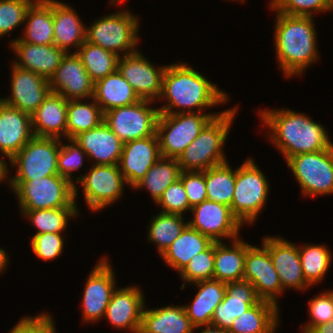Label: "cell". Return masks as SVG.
<instances>
[{"label": "cell", "mask_w": 333, "mask_h": 333, "mask_svg": "<svg viewBox=\"0 0 333 333\" xmlns=\"http://www.w3.org/2000/svg\"><path fill=\"white\" fill-rule=\"evenodd\" d=\"M54 45L70 53V47L77 51L86 41V25L70 5L52 0Z\"/></svg>", "instance_id": "obj_27"}, {"label": "cell", "mask_w": 333, "mask_h": 333, "mask_svg": "<svg viewBox=\"0 0 333 333\" xmlns=\"http://www.w3.org/2000/svg\"><path fill=\"white\" fill-rule=\"evenodd\" d=\"M61 139L34 136L16 153L9 163L16 167L8 180H33L58 175L57 157Z\"/></svg>", "instance_id": "obj_10"}, {"label": "cell", "mask_w": 333, "mask_h": 333, "mask_svg": "<svg viewBox=\"0 0 333 333\" xmlns=\"http://www.w3.org/2000/svg\"><path fill=\"white\" fill-rule=\"evenodd\" d=\"M255 163L249 157L236 168L231 211L242 225H251L256 221L269 194V182Z\"/></svg>", "instance_id": "obj_7"}, {"label": "cell", "mask_w": 333, "mask_h": 333, "mask_svg": "<svg viewBox=\"0 0 333 333\" xmlns=\"http://www.w3.org/2000/svg\"><path fill=\"white\" fill-rule=\"evenodd\" d=\"M261 246L259 248L246 242L243 279L254 286L260 300L273 303L279 307L278 297L282 295V285L269 250L263 244Z\"/></svg>", "instance_id": "obj_14"}, {"label": "cell", "mask_w": 333, "mask_h": 333, "mask_svg": "<svg viewBox=\"0 0 333 333\" xmlns=\"http://www.w3.org/2000/svg\"><path fill=\"white\" fill-rule=\"evenodd\" d=\"M68 100L50 92L31 115L34 136L66 139Z\"/></svg>", "instance_id": "obj_26"}, {"label": "cell", "mask_w": 333, "mask_h": 333, "mask_svg": "<svg viewBox=\"0 0 333 333\" xmlns=\"http://www.w3.org/2000/svg\"><path fill=\"white\" fill-rule=\"evenodd\" d=\"M8 333H37V315L22 317Z\"/></svg>", "instance_id": "obj_50"}, {"label": "cell", "mask_w": 333, "mask_h": 333, "mask_svg": "<svg viewBox=\"0 0 333 333\" xmlns=\"http://www.w3.org/2000/svg\"><path fill=\"white\" fill-rule=\"evenodd\" d=\"M55 321L51 314L42 312L37 315V333H56Z\"/></svg>", "instance_id": "obj_51"}, {"label": "cell", "mask_w": 333, "mask_h": 333, "mask_svg": "<svg viewBox=\"0 0 333 333\" xmlns=\"http://www.w3.org/2000/svg\"><path fill=\"white\" fill-rule=\"evenodd\" d=\"M179 274L184 282L181 289H184L187 283L192 285V283L197 281L213 279L214 242L205 251L197 253L193 256L186 267Z\"/></svg>", "instance_id": "obj_42"}, {"label": "cell", "mask_w": 333, "mask_h": 333, "mask_svg": "<svg viewBox=\"0 0 333 333\" xmlns=\"http://www.w3.org/2000/svg\"><path fill=\"white\" fill-rule=\"evenodd\" d=\"M279 307L260 300L241 316L237 317L228 330L230 333H275L279 327Z\"/></svg>", "instance_id": "obj_34"}, {"label": "cell", "mask_w": 333, "mask_h": 333, "mask_svg": "<svg viewBox=\"0 0 333 333\" xmlns=\"http://www.w3.org/2000/svg\"><path fill=\"white\" fill-rule=\"evenodd\" d=\"M180 173L181 169L177 158L161 156L133 189L145 188L156 203L165 189L179 179Z\"/></svg>", "instance_id": "obj_35"}, {"label": "cell", "mask_w": 333, "mask_h": 333, "mask_svg": "<svg viewBox=\"0 0 333 333\" xmlns=\"http://www.w3.org/2000/svg\"><path fill=\"white\" fill-rule=\"evenodd\" d=\"M74 140L87 154L92 165H118L123 142L103 121L97 127L79 133Z\"/></svg>", "instance_id": "obj_22"}, {"label": "cell", "mask_w": 333, "mask_h": 333, "mask_svg": "<svg viewBox=\"0 0 333 333\" xmlns=\"http://www.w3.org/2000/svg\"><path fill=\"white\" fill-rule=\"evenodd\" d=\"M74 53L80 58L94 83L115 72L118 68L120 56L87 41L77 51H74Z\"/></svg>", "instance_id": "obj_37"}, {"label": "cell", "mask_w": 333, "mask_h": 333, "mask_svg": "<svg viewBox=\"0 0 333 333\" xmlns=\"http://www.w3.org/2000/svg\"><path fill=\"white\" fill-rule=\"evenodd\" d=\"M155 204L161 206L160 212L163 213L184 215L187 213L186 211L189 212L191 209L184 185L180 179L168 186Z\"/></svg>", "instance_id": "obj_47"}, {"label": "cell", "mask_w": 333, "mask_h": 333, "mask_svg": "<svg viewBox=\"0 0 333 333\" xmlns=\"http://www.w3.org/2000/svg\"><path fill=\"white\" fill-rule=\"evenodd\" d=\"M212 243L209 237L187 225L161 257L169 267L180 273L193 256L205 251Z\"/></svg>", "instance_id": "obj_33"}, {"label": "cell", "mask_w": 333, "mask_h": 333, "mask_svg": "<svg viewBox=\"0 0 333 333\" xmlns=\"http://www.w3.org/2000/svg\"><path fill=\"white\" fill-rule=\"evenodd\" d=\"M33 137L31 116L0 100V154L2 153V157H6L9 161Z\"/></svg>", "instance_id": "obj_23"}, {"label": "cell", "mask_w": 333, "mask_h": 333, "mask_svg": "<svg viewBox=\"0 0 333 333\" xmlns=\"http://www.w3.org/2000/svg\"><path fill=\"white\" fill-rule=\"evenodd\" d=\"M330 0H271L270 10L292 16H311L328 12Z\"/></svg>", "instance_id": "obj_45"}, {"label": "cell", "mask_w": 333, "mask_h": 333, "mask_svg": "<svg viewBox=\"0 0 333 333\" xmlns=\"http://www.w3.org/2000/svg\"><path fill=\"white\" fill-rule=\"evenodd\" d=\"M305 197L333 194V146L316 152L300 153L287 161Z\"/></svg>", "instance_id": "obj_9"}, {"label": "cell", "mask_w": 333, "mask_h": 333, "mask_svg": "<svg viewBox=\"0 0 333 333\" xmlns=\"http://www.w3.org/2000/svg\"><path fill=\"white\" fill-rule=\"evenodd\" d=\"M22 42L35 45L54 44L52 0H35L28 8Z\"/></svg>", "instance_id": "obj_31"}, {"label": "cell", "mask_w": 333, "mask_h": 333, "mask_svg": "<svg viewBox=\"0 0 333 333\" xmlns=\"http://www.w3.org/2000/svg\"><path fill=\"white\" fill-rule=\"evenodd\" d=\"M75 182L82 185L84 201L92 212L100 211L120 199L127 184L118 165L91 164L89 171L77 175Z\"/></svg>", "instance_id": "obj_12"}, {"label": "cell", "mask_w": 333, "mask_h": 333, "mask_svg": "<svg viewBox=\"0 0 333 333\" xmlns=\"http://www.w3.org/2000/svg\"><path fill=\"white\" fill-rule=\"evenodd\" d=\"M11 67V95L0 100L31 116L51 92L49 80L13 63Z\"/></svg>", "instance_id": "obj_17"}, {"label": "cell", "mask_w": 333, "mask_h": 333, "mask_svg": "<svg viewBox=\"0 0 333 333\" xmlns=\"http://www.w3.org/2000/svg\"><path fill=\"white\" fill-rule=\"evenodd\" d=\"M149 100L111 109L104 112L103 121L123 142L147 138L156 134L159 109Z\"/></svg>", "instance_id": "obj_11"}, {"label": "cell", "mask_w": 333, "mask_h": 333, "mask_svg": "<svg viewBox=\"0 0 333 333\" xmlns=\"http://www.w3.org/2000/svg\"><path fill=\"white\" fill-rule=\"evenodd\" d=\"M238 106L212 118L177 158L181 171H204L227 162L223 146Z\"/></svg>", "instance_id": "obj_4"}, {"label": "cell", "mask_w": 333, "mask_h": 333, "mask_svg": "<svg viewBox=\"0 0 333 333\" xmlns=\"http://www.w3.org/2000/svg\"><path fill=\"white\" fill-rule=\"evenodd\" d=\"M20 210L77 207L75 185L58 175L33 180H8Z\"/></svg>", "instance_id": "obj_5"}, {"label": "cell", "mask_w": 333, "mask_h": 333, "mask_svg": "<svg viewBox=\"0 0 333 333\" xmlns=\"http://www.w3.org/2000/svg\"><path fill=\"white\" fill-rule=\"evenodd\" d=\"M50 90L67 100L92 99L94 82L76 53H66L49 80Z\"/></svg>", "instance_id": "obj_18"}, {"label": "cell", "mask_w": 333, "mask_h": 333, "mask_svg": "<svg viewBox=\"0 0 333 333\" xmlns=\"http://www.w3.org/2000/svg\"><path fill=\"white\" fill-rule=\"evenodd\" d=\"M10 48L17 59L13 62L17 67L30 70L50 80L66 52L54 44L35 45L22 42L19 38L10 41Z\"/></svg>", "instance_id": "obj_24"}, {"label": "cell", "mask_w": 333, "mask_h": 333, "mask_svg": "<svg viewBox=\"0 0 333 333\" xmlns=\"http://www.w3.org/2000/svg\"><path fill=\"white\" fill-rule=\"evenodd\" d=\"M69 144H63L61 140L57 157L58 174L65 177L75 185V202L78 195V188L73 180L72 172L79 171L83 166L84 159L87 158L85 151L72 139ZM86 157V158H85ZM79 169V170H78Z\"/></svg>", "instance_id": "obj_43"}, {"label": "cell", "mask_w": 333, "mask_h": 333, "mask_svg": "<svg viewBox=\"0 0 333 333\" xmlns=\"http://www.w3.org/2000/svg\"><path fill=\"white\" fill-rule=\"evenodd\" d=\"M236 169L228 161L205 170L207 200L231 207Z\"/></svg>", "instance_id": "obj_38"}, {"label": "cell", "mask_w": 333, "mask_h": 333, "mask_svg": "<svg viewBox=\"0 0 333 333\" xmlns=\"http://www.w3.org/2000/svg\"><path fill=\"white\" fill-rule=\"evenodd\" d=\"M89 100H68L66 140L73 139L79 133L91 130L103 122L104 113L100 106L93 98L91 102Z\"/></svg>", "instance_id": "obj_36"}, {"label": "cell", "mask_w": 333, "mask_h": 333, "mask_svg": "<svg viewBox=\"0 0 333 333\" xmlns=\"http://www.w3.org/2000/svg\"><path fill=\"white\" fill-rule=\"evenodd\" d=\"M123 1L125 2V0H111V1H109V2H110V5H112V4H113V5H114V4L116 5V4H120V3H122ZM111 3H112V4H111Z\"/></svg>", "instance_id": "obj_56"}, {"label": "cell", "mask_w": 333, "mask_h": 333, "mask_svg": "<svg viewBox=\"0 0 333 333\" xmlns=\"http://www.w3.org/2000/svg\"><path fill=\"white\" fill-rule=\"evenodd\" d=\"M168 65L154 66L140 51L120 56L117 70L131 85L140 100L159 101ZM157 99V100H156Z\"/></svg>", "instance_id": "obj_13"}, {"label": "cell", "mask_w": 333, "mask_h": 333, "mask_svg": "<svg viewBox=\"0 0 333 333\" xmlns=\"http://www.w3.org/2000/svg\"><path fill=\"white\" fill-rule=\"evenodd\" d=\"M333 10V0H330L329 1V9H328V12L332 11Z\"/></svg>", "instance_id": "obj_57"}, {"label": "cell", "mask_w": 333, "mask_h": 333, "mask_svg": "<svg viewBox=\"0 0 333 333\" xmlns=\"http://www.w3.org/2000/svg\"><path fill=\"white\" fill-rule=\"evenodd\" d=\"M201 327H204L205 329H203V331H201L200 333H230L228 330H223L213 325H205Z\"/></svg>", "instance_id": "obj_55"}, {"label": "cell", "mask_w": 333, "mask_h": 333, "mask_svg": "<svg viewBox=\"0 0 333 333\" xmlns=\"http://www.w3.org/2000/svg\"><path fill=\"white\" fill-rule=\"evenodd\" d=\"M105 256L98 260L86 281L82 299V320L95 323L105 315L114 290L117 288L112 265Z\"/></svg>", "instance_id": "obj_16"}, {"label": "cell", "mask_w": 333, "mask_h": 333, "mask_svg": "<svg viewBox=\"0 0 333 333\" xmlns=\"http://www.w3.org/2000/svg\"><path fill=\"white\" fill-rule=\"evenodd\" d=\"M302 272L306 282L313 286L324 279L331 267L332 254L325 244L298 246Z\"/></svg>", "instance_id": "obj_39"}, {"label": "cell", "mask_w": 333, "mask_h": 333, "mask_svg": "<svg viewBox=\"0 0 333 333\" xmlns=\"http://www.w3.org/2000/svg\"><path fill=\"white\" fill-rule=\"evenodd\" d=\"M21 215L30 220L41 233H63L68 225V220L79 215L78 207H61L51 209L20 210Z\"/></svg>", "instance_id": "obj_41"}, {"label": "cell", "mask_w": 333, "mask_h": 333, "mask_svg": "<svg viewBox=\"0 0 333 333\" xmlns=\"http://www.w3.org/2000/svg\"><path fill=\"white\" fill-rule=\"evenodd\" d=\"M310 321L302 327V333H309L315 326L329 322L333 319V289L324 291L308 303Z\"/></svg>", "instance_id": "obj_46"}, {"label": "cell", "mask_w": 333, "mask_h": 333, "mask_svg": "<svg viewBox=\"0 0 333 333\" xmlns=\"http://www.w3.org/2000/svg\"><path fill=\"white\" fill-rule=\"evenodd\" d=\"M309 333H333V319L315 326Z\"/></svg>", "instance_id": "obj_52"}, {"label": "cell", "mask_w": 333, "mask_h": 333, "mask_svg": "<svg viewBox=\"0 0 333 333\" xmlns=\"http://www.w3.org/2000/svg\"><path fill=\"white\" fill-rule=\"evenodd\" d=\"M187 225L183 215L159 212L148 226V240L156 244L161 256Z\"/></svg>", "instance_id": "obj_40"}, {"label": "cell", "mask_w": 333, "mask_h": 333, "mask_svg": "<svg viewBox=\"0 0 333 333\" xmlns=\"http://www.w3.org/2000/svg\"><path fill=\"white\" fill-rule=\"evenodd\" d=\"M160 157L157 134L123 143L118 166L127 185L133 189Z\"/></svg>", "instance_id": "obj_21"}, {"label": "cell", "mask_w": 333, "mask_h": 333, "mask_svg": "<svg viewBox=\"0 0 333 333\" xmlns=\"http://www.w3.org/2000/svg\"><path fill=\"white\" fill-rule=\"evenodd\" d=\"M3 157L0 156V183H2V181H8L7 177H8V173H9V169H8V164L6 163V161H4V159H2Z\"/></svg>", "instance_id": "obj_53"}, {"label": "cell", "mask_w": 333, "mask_h": 333, "mask_svg": "<svg viewBox=\"0 0 333 333\" xmlns=\"http://www.w3.org/2000/svg\"><path fill=\"white\" fill-rule=\"evenodd\" d=\"M260 301L247 280L226 283L222 302L215 308L211 325L229 330L233 321Z\"/></svg>", "instance_id": "obj_25"}, {"label": "cell", "mask_w": 333, "mask_h": 333, "mask_svg": "<svg viewBox=\"0 0 333 333\" xmlns=\"http://www.w3.org/2000/svg\"><path fill=\"white\" fill-rule=\"evenodd\" d=\"M219 113H159L156 134L162 157L178 158L199 135L204 126Z\"/></svg>", "instance_id": "obj_8"}, {"label": "cell", "mask_w": 333, "mask_h": 333, "mask_svg": "<svg viewBox=\"0 0 333 333\" xmlns=\"http://www.w3.org/2000/svg\"><path fill=\"white\" fill-rule=\"evenodd\" d=\"M31 246L37 258L44 261L55 260L64 251V236L51 232L35 234L32 236Z\"/></svg>", "instance_id": "obj_48"}, {"label": "cell", "mask_w": 333, "mask_h": 333, "mask_svg": "<svg viewBox=\"0 0 333 333\" xmlns=\"http://www.w3.org/2000/svg\"><path fill=\"white\" fill-rule=\"evenodd\" d=\"M194 328L183 305L144 307L139 333H193Z\"/></svg>", "instance_id": "obj_29"}, {"label": "cell", "mask_w": 333, "mask_h": 333, "mask_svg": "<svg viewBox=\"0 0 333 333\" xmlns=\"http://www.w3.org/2000/svg\"><path fill=\"white\" fill-rule=\"evenodd\" d=\"M199 290L192 299V303L183 305L186 315L196 329L211 325L215 308L222 302L226 283L219 280H201L192 283Z\"/></svg>", "instance_id": "obj_28"}, {"label": "cell", "mask_w": 333, "mask_h": 333, "mask_svg": "<svg viewBox=\"0 0 333 333\" xmlns=\"http://www.w3.org/2000/svg\"><path fill=\"white\" fill-rule=\"evenodd\" d=\"M193 218L188 225L209 237L213 242L222 239H236L240 235L242 224L233 215L231 207L215 201L205 200L190 209Z\"/></svg>", "instance_id": "obj_15"}, {"label": "cell", "mask_w": 333, "mask_h": 333, "mask_svg": "<svg viewBox=\"0 0 333 333\" xmlns=\"http://www.w3.org/2000/svg\"><path fill=\"white\" fill-rule=\"evenodd\" d=\"M145 297L139 286L116 288L106 308L104 318L115 329L139 333Z\"/></svg>", "instance_id": "obj_20"}, {"label": "cell", "mask_w": 333, "mask_h": 333, "mask_svg": "<svg viewBox=\"0 0 333 333\" xmlns=\"http://www.w3.org/2000/svg\"><path fill=\"white\" fill-rule=\"evenodd\" d=\"M311 16L276 12L274 46L278 66L286 78L301 76L319 59L317 35Z\"/></svg>", "instance_id": "obj_3"}, {"label": "cell", "mask_w": 333, "mask_h": 333, "mask_svg": "<svg viewBox=\"0 0 333 333\" xmlns=\"http://www.w3.org/2000/svg\"><path fill=\"white\" fill-rule=\"evenodd\" d=\"M139 21L136 15L126 9L101 16L90 27L87 26L86 41L118 56L136 53L139 44ZM120 51H124L123 55Z\"/></svg>", "instance_id": "obj_6"}, {"label": "cell", "mask_w": 333, "mask_h": 333, "mask_svg": "<svg viewBox=\"0 0 333 333\" xmlns=\"http://www.w3.org/2000/svg\"><path fill=\"white\" fill-rule=\"evenodd\" d=\"M159 99L168 103L158 108L159 113L180 114L201 113L213 106L226 104L229 96L200 72L178 62L167 66Z\"/></svg>", "instance_id": "obj_1"}, {"label": "cell", "mask_w": 333, "mask_h": 333, "mask_svg": "<svg viewBox=\"0 0 333 333\" xmlns=\"http://www.w3.org/2000/svg\"><path fill=\"white\" fill-rule=\"evenodd\" d=\"M93 99L100 106L103 113L140 100L118 70L94 83Z\"/></svg>", "instance_id": "obj_32"}, {"label": "cell", "mask_w": 333, "mask_h": 333, "mask_svg": "<svg viewBox=\"0 0 333 333\" xmlns=\"http://www.w3.org/2000/svg\"><path fill=\"white\" fill-rule=\"evenodd\" d=\"M258 115L263 126L269 129V140L286 161L300 153L321 151L333 146L324 126L305 113L281 108L263 109Z\"/></svg>", "instance_id": "obj_2"}, {"label": "cell", "mask_w": 333, "mask_h": 333, "mask_svg": "<svg viewBox=\"0 0 333 333\" xmlns=\"http://www.w3.org/2000/svg\"><path fill=\"white\" fill-rule=\"evenodd\" d=\"M7 254V251L3 247H0V273H3L8 265L9 256Z\"/></svg>", "instance_id": "obj_54"}, {"label": "cell", "mask_w": 333, "mask_h": 333, "mask_svg": "<svg viewBox=\"0 0 333 333\" xmlns=\"http://www.w3.org/2000/svg\"><path fill=\"white\" fill-rule=\"evenodd\" d=\"M35 0H0V37L24 24L25 15Z\"/></svg>", "instance_id": "obj_44"}, {"label": "cell", "mask_w": 333, "mask_h": 333, "mask_svg": "<svg viewBox=\"0 0 333 333\" xmlns=\"http://www.w3.org/2000/svg\"><path fill=\"white\" fill-rule=\"evenodd\" d=\"M268 250L282 285V294L287 288L304 291L309 288L299 256L298 245L282 237L265 236L262 243ZM308 287V288H307Z\"/></svg>", "instance_id": "obj_19"}, {"label": "cell", "mask_w": 333, "mask_h": 333, "mask_svg": "<svg viewBox=\"0 0 333 333\" xmlns=\"http://www.w3.org/2000/svg\"><path fill=\"white\" fill-rule=\"evenodd\" d=\"M230 245L214 242L213 279L224 283L243 280L244 275L246 242L238 237Z\"/></svg>", "instance_id": "obj_30"}, {"label": "cell", "mask_w": 333, "mask_h": 333, "mask_svg": "<svg viewBox=\"0 0 333 333\" xmlns=\"http://www.w3.org/2000/svg\"><path fill=\"white\" fill-rule=\"evenodd\" d=\"M179 179L182 181L189 206L202 203L207 200L204 171H181Z\"/></svg>", "instance_id": "obj_49"}]
</instances>
